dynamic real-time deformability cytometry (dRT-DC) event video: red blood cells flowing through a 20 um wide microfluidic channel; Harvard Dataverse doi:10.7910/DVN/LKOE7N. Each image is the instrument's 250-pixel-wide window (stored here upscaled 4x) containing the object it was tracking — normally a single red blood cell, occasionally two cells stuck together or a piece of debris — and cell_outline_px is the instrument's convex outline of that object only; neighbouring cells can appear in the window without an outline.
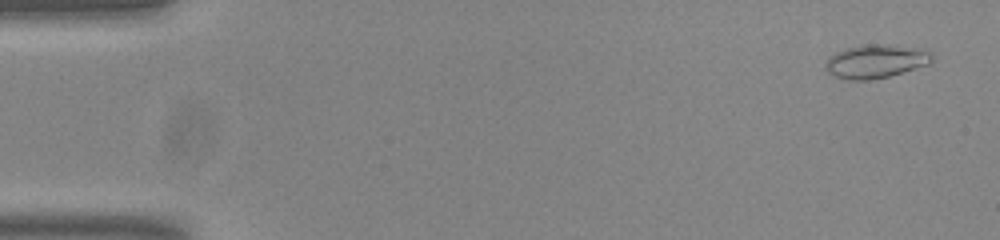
{"species": "common noctule bat (a hibernating species)", "species_latin": "Nyctalus noctula", "temperature_condition": "room temperature", "stored_images_in_passage": 52, "camera_frame_rate_fps": 3000, "um_per_image_px": 0.085, "animal": {"sex": "male", "body_mass_g": 20.0, "forearm_length_mm": 53.3}, "frame": {"image": 1, "passage_image": 1, "time_ms": 0.0, "image_size_px": [1000, 240], "cell_outline_px": [[932, 60], [928, 64], [888, 76], [868, 80], [848, 80], [832, 76], [828, 72], [824, 64], [828, 56], [844, 48], [864, 44], [888, 44], [924, 48], [932, 56]], "centroid_in_image_um": [74.39, 5.19], "position_along_channel_um": 10.6, "area_um2": 20.98}}
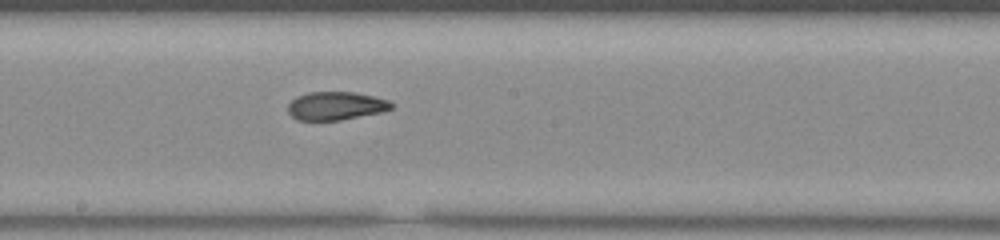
{"frame": {"image": 2, "passage_image": 28, "time_ms": 9.0, "image_size_px": [1000, 240], "cell_outline_px": [[392, 108], [384, 112], [340, 120], [296, 120], [288, 112], [288, 104], [296, 96], [308, 92], [352, 92], [372, 96], [388, 100], [392, 104]], "centroid_in_image_um": [28.53, 9.0], "position_along_channel_um": 219.7, "area_um2": 17.05}}
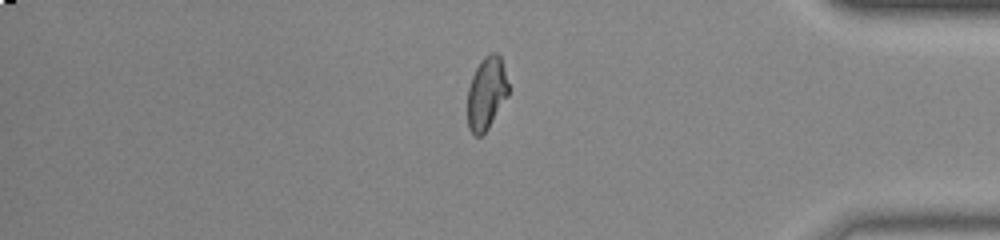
{"frame": {"image": 3, "passage_image": 44, "time_ms": 14.333, "image_size_px": [1000, 240], "cell_outline_px": [[508, 96], [488, 128], [480, 136], [476, 136], [468, 128], [468, 88], [472, 76], [480, 60], [488, 52], [496, 52], [500, 56], [504, 68], [508, 84]], "centroid_in_image_um": [41.35, 7.89], "position_along_channel_um": 393.9, "area_um2": 17.28}, "authors_computed_cell_mechanics": {"area_um2": 18.0625, "velocity_mm_per_s": 3.7947, "shape_relaxation_time_tau1_ms": null, "shape_relaxation_time_tau2_ms": 2.0381, "deformation_change_tau1": null, "deformation_change_tau2": 0.0853}}